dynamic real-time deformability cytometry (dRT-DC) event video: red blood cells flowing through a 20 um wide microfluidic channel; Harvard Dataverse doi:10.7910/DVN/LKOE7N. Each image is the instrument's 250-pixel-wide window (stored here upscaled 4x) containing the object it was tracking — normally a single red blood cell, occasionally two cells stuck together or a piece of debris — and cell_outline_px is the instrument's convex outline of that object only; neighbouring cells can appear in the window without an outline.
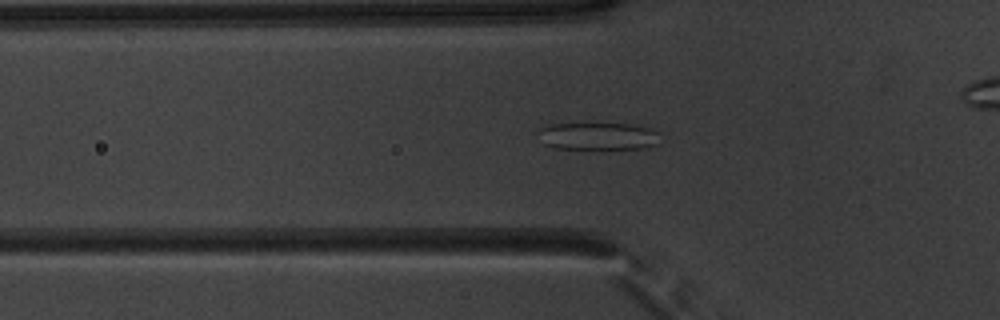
{"species": "common noctule bat (a hibernating species)", "species_latin": "Nyctalus noctula", "temperature_condition": "warm", "stored_images_in_passage": 51, "camera_frame_rate_fps": 3000, "um_per_image_px": 0.085, "animal": {"sex": "male", "body_mass_g": 20.1, "forearm_length_mm": 53.5}, "frame": {"image": 1, "passage_image": 16, "time_ms": 5.0, "image_size_px": [1000, 320], "cell_outline_px": [[660, 132], [656, 144], [648, 148], [556, 148], [544, 144], [536, 132], [544, 124], [632, 124], [648, 128]], "centroid_in_image_um": [50.8, 11.56], "position_along_channel_um": 75.0, "area_um2": 19.36}}
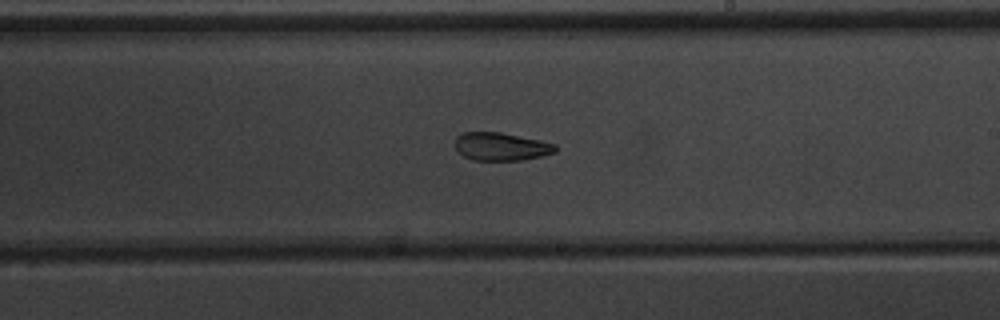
{"frame": {"image": 2, "passage_image": 29, "time_ms": 9.333, "image_size_px": [1000, 320], "cell_outline_px": [[556, 152], [524, 160], [472, 160], [464, 156], [456, 148], [456, 136], [464, 132], [500, 132], [540, 140], [556, 144]], "centroid_in_image_um": [42.6, 12.45], "position_along_channel_um": 246.4, "area_um2": 16.3}}
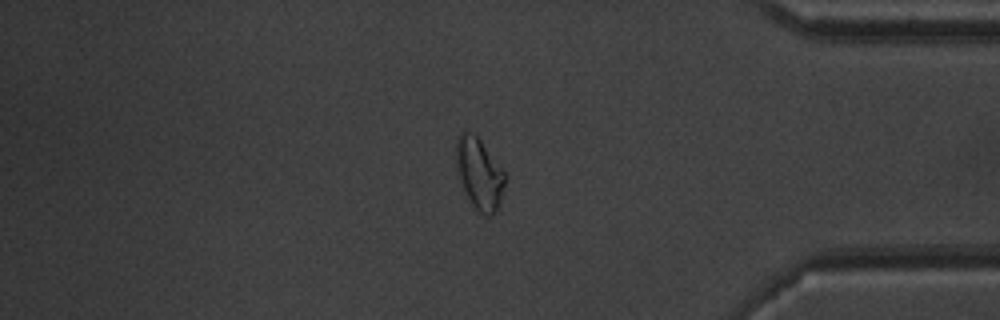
{"frame": {"image": 3, "passage_image": 42, "time_ms": 13.667, "image_size_px": [1000, 320], "cell_outline_px": [[504, 184], [500, 200], [496, 212], [492, 216], [488, 216], [476, 212], [456, 176], [456, 140], [460, 132], [472, 132], [480, 140], [504, 168]], "centroid_in_image_um": [40.71, 14.77], "position_along_channel_um": 394.5, "area_um2": 20.58}, "authors_computed_cell_mechanics": {"area_um2": 19.9988, "velocity_mm_per_s": 3.9447, "shape_relaxation_time_tau1_ms": 5.4182, "shape_relaxation_time_tau2_ms": 2.9223, "deformation_change_tau1": 0.153, "deformation_change_tau2": 0.1078}}